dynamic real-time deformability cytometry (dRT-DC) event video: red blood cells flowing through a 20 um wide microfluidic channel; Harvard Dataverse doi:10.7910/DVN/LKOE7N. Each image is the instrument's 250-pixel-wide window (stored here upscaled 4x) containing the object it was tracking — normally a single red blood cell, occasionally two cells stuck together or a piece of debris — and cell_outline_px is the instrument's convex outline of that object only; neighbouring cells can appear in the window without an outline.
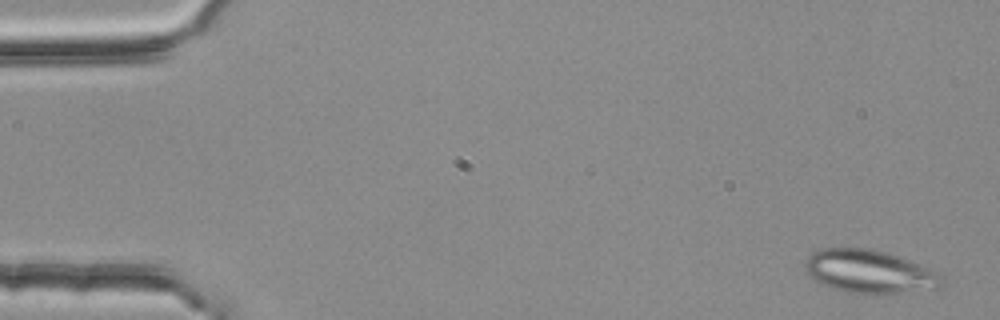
{"species": "common noctule bat (a hibernating species)", "species_latin": "Nyctalus noctula", "temperature_condition": "room temperature", "stored_images_in_passage": 52, "segment_of_instrument_passage": [1, 2], "camera_frame_rate_fps": 3000, "um_per_image_px": 0.085, "animal": {"sex": "female", "body_mass_g": 25.1}, "frame": {"image": 1, "passage_image": 2, "time_ms": 0.333, "image_size_px": [1000, 320], "cell_outline_px": [[944, 276], [940, 284], [936, 288], [884, 296], [844, 292], [832, 288], [816, 280], [804, 268], [804, 260], [812, 252], [820, 248], [872, 248], [908, 260], [940, 272]], "centroid_in_image_um": [73.9, 23.11], "position_along_channel_um": 11.1, "area_um2": 34.85}}